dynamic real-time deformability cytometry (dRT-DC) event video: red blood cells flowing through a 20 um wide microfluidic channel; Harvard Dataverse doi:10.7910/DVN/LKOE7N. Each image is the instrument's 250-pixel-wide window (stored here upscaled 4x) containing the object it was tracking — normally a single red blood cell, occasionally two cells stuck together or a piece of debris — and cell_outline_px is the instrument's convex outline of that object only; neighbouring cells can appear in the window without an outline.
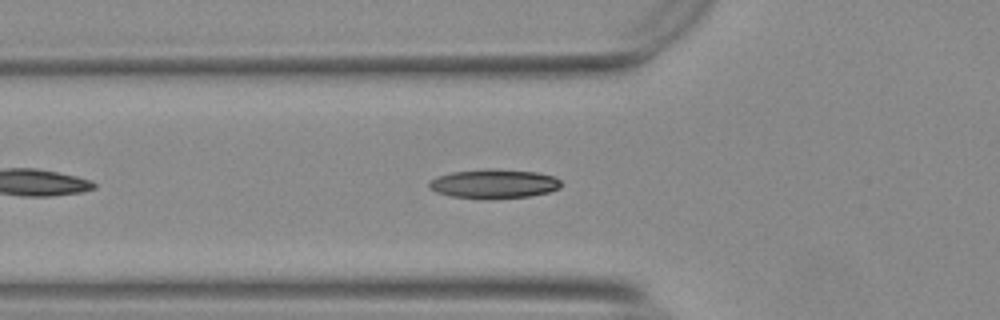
{"species": "Egyptian fruit bat (a non-hibernating species)", "species_latin": "Rousettus aegyptiacus", "temperature_condition": "warm", "stored_images_in_passage": 24, "camera_frame_rate_fps": 3000, "um_per_image_px": 0.085, "animal": {"sex": "female"}, "frame": {"image": 1, "passage_image": 7, "time_ms": 2.0, "image_size_px": [1000, 320], "cell_outline_px": [[560, 188], [548, 192], [532, 196], [492, 200], [484, 200], [452, 196], [436, 192], [428, 188], [428, 184], [432, 180], [440, 176], [452, 172], [492, 168], [540, 172], [552, 176], [560, 180]], "centroid_in_image_um": [42.0, 15.64], "position_along_channel_um": 83.8, "area_um2": 22.77}}
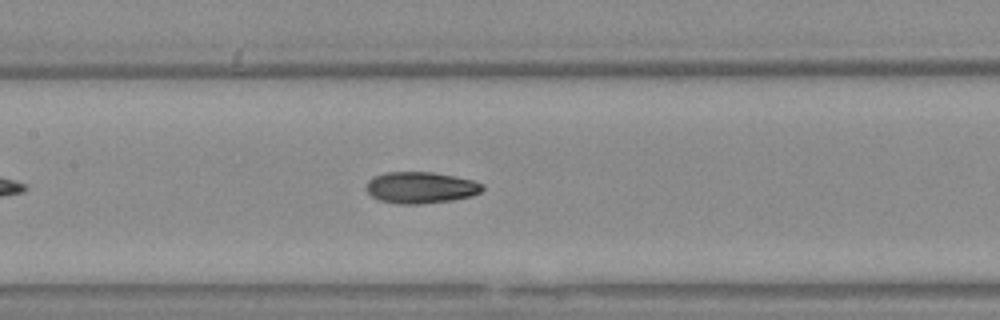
{"frame": {"image": 2, "passage_image": 14, "time_ms": 4.333, "image_size_px": [1000, 320], "cell_outline_px": [[484, 188], [480, 192], [472, 196], [452, 200], [420, 204], [400, 204], [380, 200], [372, 196], [364, 188], [368, 180], [372, 176], [384, 172], [432, 172], [472, 180], [480, 184]], "centroid_in_image_um": [35.7, 15.94], "position_along_channel_um": 171.7, "area_um2": 21.27}}
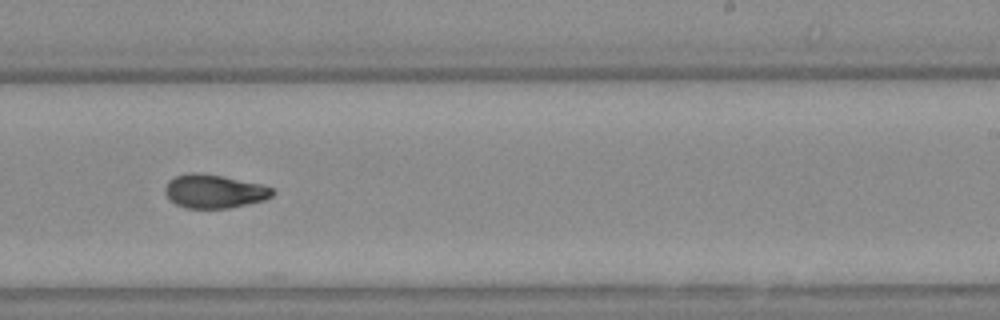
{"frame": {"image": 3, "passage_image": 22, "time_ms": 7.0, "image_size_px": [1000, 320], "cell_outline_px": [[276, 192], [272, 196], [264, 200], [248, 204], [228, 208], [184, 208], [176, 204], [164, 192], [164, 188], [168, 180], [176, 176], [188, 172], [200, 172], [224, 176], [260, 184], [272, 188]], "centroid_in_image_um": [18.2, 16.25], "position_along_channel_um": 270.8, "area_um2": 21.15}}